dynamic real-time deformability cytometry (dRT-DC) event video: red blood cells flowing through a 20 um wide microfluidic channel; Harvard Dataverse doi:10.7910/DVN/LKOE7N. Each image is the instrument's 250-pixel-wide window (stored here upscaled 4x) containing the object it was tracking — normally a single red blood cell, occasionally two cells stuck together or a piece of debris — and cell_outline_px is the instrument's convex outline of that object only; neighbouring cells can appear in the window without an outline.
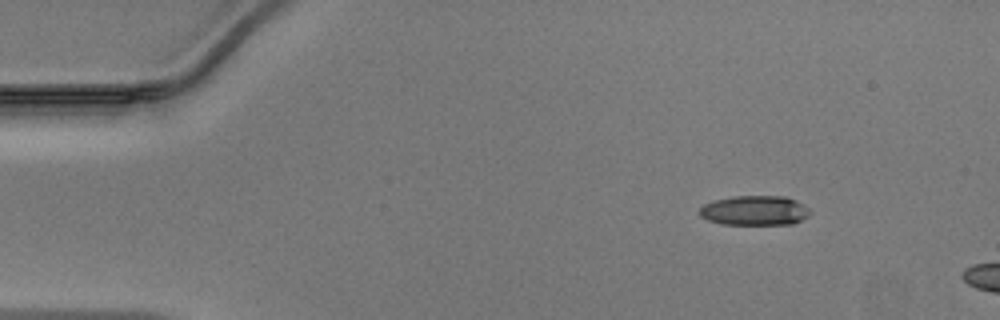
{"species": "Egyptian fruit bat (a non-hibernating species)", "species_latin": "Rousettus aegyptiacus", "temperature_condition": "warm", "stored_images_in_passage": 7, "camera_frame_rate_fps": 3000, "um_per_image_px": 0.085, "animal": {"sex": "male"}, "frame": {"image": 1, "passage_image": 1, "time_ms": 0.0, "image_size_px": [1000, 320], "cell_outline_px": [[812, 212], [808, 216], [792, 224], [720, 224], [708, 220], [700, 216], [700, 208], [704, 204], [716, 200], [732, 196], [784, 196], [796, 200], [808, 208]], "centroid_in_image_um": [64.15, 17.89], "position_along_channel_um": 20.8, "area_um2": 19.07}}